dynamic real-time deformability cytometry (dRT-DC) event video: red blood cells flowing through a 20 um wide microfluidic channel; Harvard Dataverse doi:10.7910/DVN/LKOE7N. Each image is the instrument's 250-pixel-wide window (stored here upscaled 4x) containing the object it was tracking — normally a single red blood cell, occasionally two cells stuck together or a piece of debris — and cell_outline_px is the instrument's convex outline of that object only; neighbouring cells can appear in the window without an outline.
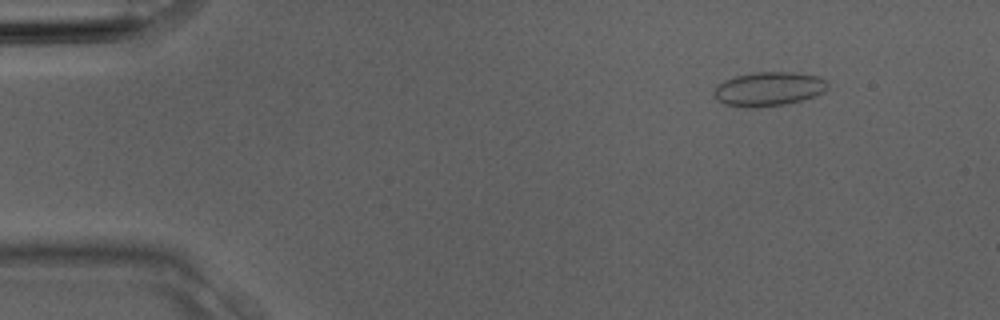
{"species": "Egyptian fruit bat (a non-hibernating species)", "species_latin": "Rousettus aegyptiacus", "temperature_condition": "room temperature", "stored_images_in_passage": 4, "camera_frame_rate_fps": 3000, "um_per_image_px": 0.085, "animal": {"sex": "male"}, "frame": {"image": 1, "passage_image": 2, "time_ms": 0.333, "image_size_px": [1000, 320], "cell_outline_px": [[828, 88], [824, 92], [816, 96], [784, 104], [756, 108], [752, 108], [724, 104], [716, 100], [712, 96], [712, 92], [724, 80], [736, 76], [756, 72], [796, 72], [816, 76], [824, 80], [828, 84]], "centroid_in_image_um": [65.32, 7.57], "position_along_channel_um": 19.7, "area_um2": 22.6}}
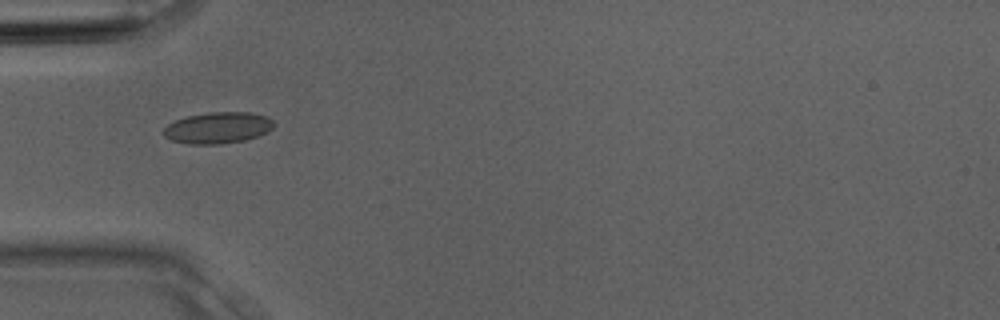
{"frame": {"image": 2, "passage_image": 4, "time_ms": 1.0, "image_size_px": [1000, 320], "cell_outline_px": [[276, 124], [268, 132], [244, 140], [220, 144], [188, 144], [172, 140], [164, 136], [164, 128], [168, 124], [176, 120], [188, 116], [208, 112], [252, 112], [268, 116]], "centroid_in_image_um": [18.55, 10.85], "position_along_channel_um": 66.5, "area_um2": 20.17}}